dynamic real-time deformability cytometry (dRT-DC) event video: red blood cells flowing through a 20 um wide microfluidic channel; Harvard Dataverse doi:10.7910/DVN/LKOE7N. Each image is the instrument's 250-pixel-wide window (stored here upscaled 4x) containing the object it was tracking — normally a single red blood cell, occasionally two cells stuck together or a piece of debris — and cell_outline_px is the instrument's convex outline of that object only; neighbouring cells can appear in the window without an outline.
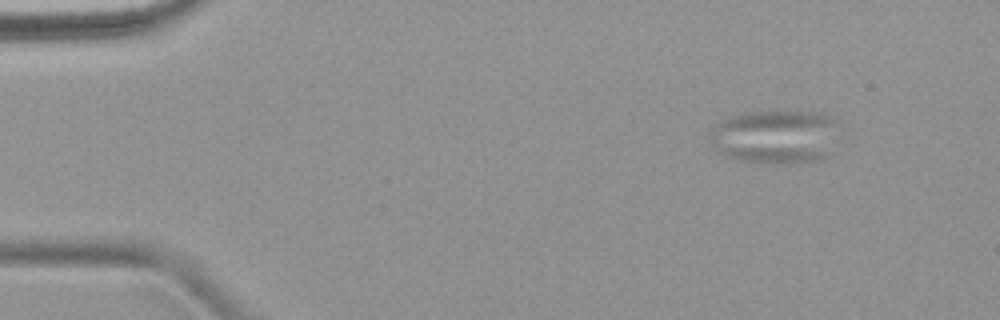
{"species": "common noctule bat (a hibernating species)", "species_latin": "Nyctalus noctula", "temperature_condition": "warm", "stored_images_in_passage": 4, "camera_frame_rate_fps": 3000, "um_per_image_px": 0.085, "animal": {"sex": "female", "body_mass_g": 18.4}, "frame": {"image": 1, "passage_image": 1, "time_ms": 0.0, "image_size_px": [1000, 320], "cell_outline_px": [[836, 120], [824, 156], [820, 160], [788, 164], [784, 164], [744, 160], [728, 156], [720, 152], [712, 144], [712, 128], [720, 120], [728, 116], [752, 112], [820, 112], [832, 116]], "centroid_in_image_um": [65.83, 11.6], "position_along_channel_um": 19.2, "area_um2": 39.19}}